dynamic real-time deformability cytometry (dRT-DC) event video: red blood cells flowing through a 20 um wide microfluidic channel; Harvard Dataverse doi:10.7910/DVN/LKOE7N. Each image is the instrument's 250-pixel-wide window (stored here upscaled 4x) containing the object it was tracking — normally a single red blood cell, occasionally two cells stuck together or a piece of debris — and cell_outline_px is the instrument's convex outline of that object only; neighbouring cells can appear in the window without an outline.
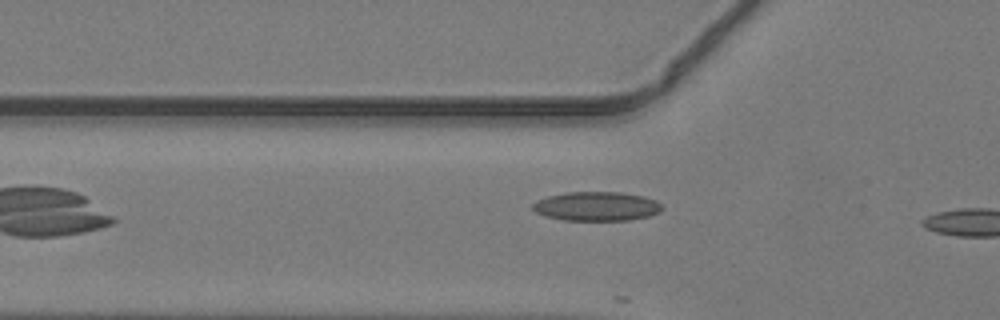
{"species": "common noctule bat (a hibernating species)", "species_latin": "Nyctalus noctula", "temperature_condition": "warm", "stored_images_in_passage": 8, "camera_frame_rate_fps": 3000, "um_per_image_px": 0.085, "animal": {"sex": "male", "body_mass_g": 19.2, "forearm_length_mm": 51.8}, "frame": {"image": 1, "passage_image": 6, "time_ms": 1.667, "image_size_px": [1000, 320], "cell_outline_px": [[664, 208], [660, 212], [648, 216], [628, 220], [564, 220], [548, 216], [536, 212], [532, 208], [532, 204], [536, 200], [548, 196], [564, 192], [620, 192], [644, 196], [656, 200]], "centroid_in_image_um": [50.72, 17.52], "position_along_channel_um": 75.1, "area_um2": 21.96}}